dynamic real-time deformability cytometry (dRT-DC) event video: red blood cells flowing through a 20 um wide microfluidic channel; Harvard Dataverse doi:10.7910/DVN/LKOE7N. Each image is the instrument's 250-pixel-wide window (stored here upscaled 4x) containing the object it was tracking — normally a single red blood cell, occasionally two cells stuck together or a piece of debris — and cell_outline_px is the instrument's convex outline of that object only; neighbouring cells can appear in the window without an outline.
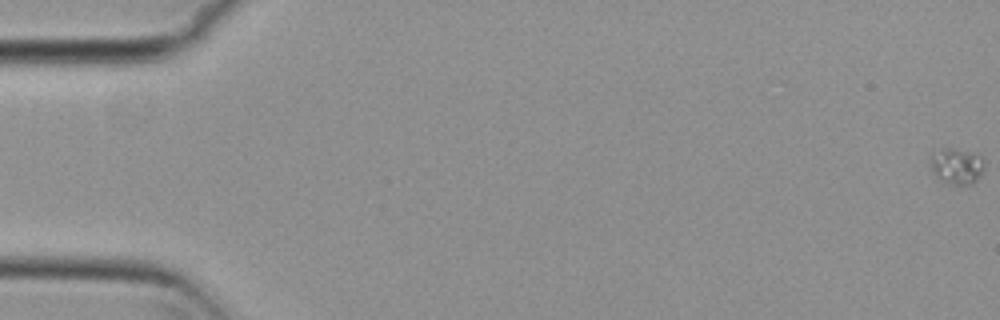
{"species": "common noctule bat (a hibernating species)", "species_latin": "Nyctalus noctula", "temperature_condition": "cold", "stored_images_in_passage": 15, "camera_frame_rate_fps": 3000, "um_per_image_px": 0.085, "animal": {"sex": "female", "body_mass_g": 29.2, "forearm_length_mm": 56.3}, "frame": {"image": 1, "passage_image": 1, "time_ms": 0.0, "image_size_px": [1000, 320], "cell_outline_px": [[984, 172], [972, 184], [944, 184], [932, 172], [932, 152], [944, 148], [948, 148], [972, 152], [980, 156], [984, 160]], "centroid_in_image_um": [81.34, 14.13], "position_along_channel_um": 3.7, "area_um2": 11.33}}